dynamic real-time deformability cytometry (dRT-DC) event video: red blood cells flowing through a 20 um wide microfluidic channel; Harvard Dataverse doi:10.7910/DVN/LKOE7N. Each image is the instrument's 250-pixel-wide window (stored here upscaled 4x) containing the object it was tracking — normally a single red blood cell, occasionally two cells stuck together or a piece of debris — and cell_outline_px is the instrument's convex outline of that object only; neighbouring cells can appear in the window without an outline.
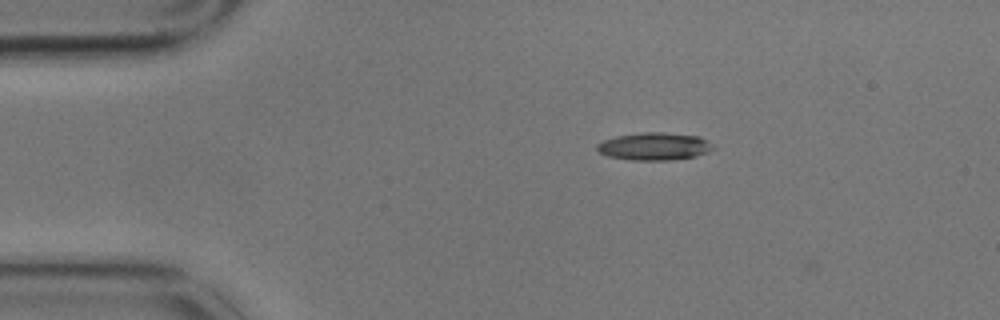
{"species": "common noctule bat (a hibernating species)", "species_latin": "Nyctalus noctula", "temperature_condition": "cold", "stored_images_in_passage": 8, "camera_frame_rate_fps": 3000, "um_per_image_px": 0.085, "animal": {"sex": "male", "body_mass_g": 17.9}, "frame": {"image": 1, "passage_image": 1, "time_ms": 0.0, "image_size_px": [1000, 320], "cell_outline_px": [[716, 148], [708, 152], [696, 156], [672, 160], [632, 160], [608, 156], [600, 152], [596, 148], [596, 144], [604, 140], [616, 136], [644, 132], [664, 132], [700, 136], [716, 144]], "centroid_in_image_um": [55.69, 12.43], "position_along_channel_um": 29.3, "area_um2": 18.9}}
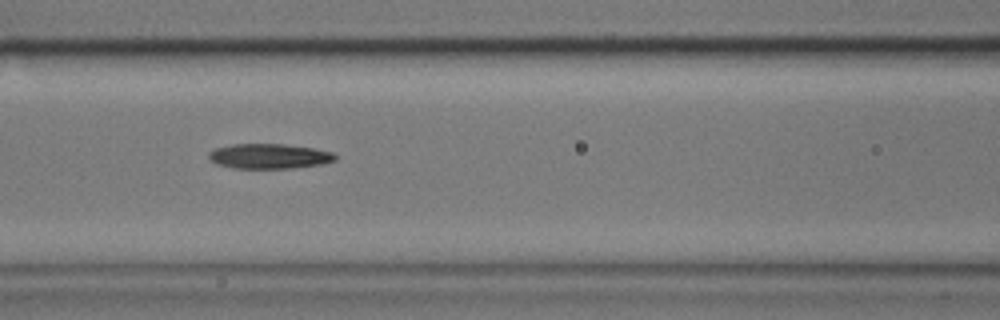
{"frame": {"image": 2, "passage_image": 5, "time_ms": 1.333, "image_size_px": [1000, 320], "cell_outline_px": [[336, 160], [324, 164], [292, 168], [232, 168], [216, 164], [208, 156], [208, 152], [216, 148], [232, 144], [284, 144], [312, 148], [332, 152], [336, 156]], "centroid_in_image_um": [22.88, 13.28], "position_along_channel_um": 143.7, "area_um2": 18.38}}
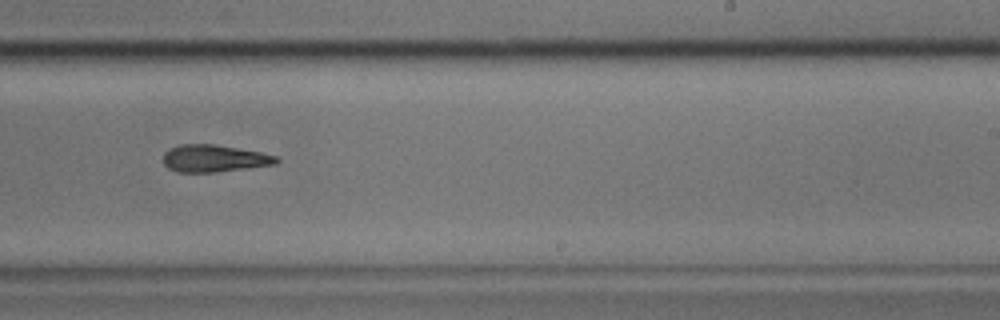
{"frame": {"image": 3, "passage_image": 8, "time_ms": 2.333, "image_size_px": [1000, 320], "cell_outline_px": [[280, 160], [276, 164], [216, 172], [176, 172], [168, 168], [164, 164], [164, 152], [168, 148], [180, 144], [216, 144], [260, 152], [276, 156]], "centroid_in_image_um": [18.17, 13.46], "position_along_channel_um": 270.8, "area_um2": 17.98}}